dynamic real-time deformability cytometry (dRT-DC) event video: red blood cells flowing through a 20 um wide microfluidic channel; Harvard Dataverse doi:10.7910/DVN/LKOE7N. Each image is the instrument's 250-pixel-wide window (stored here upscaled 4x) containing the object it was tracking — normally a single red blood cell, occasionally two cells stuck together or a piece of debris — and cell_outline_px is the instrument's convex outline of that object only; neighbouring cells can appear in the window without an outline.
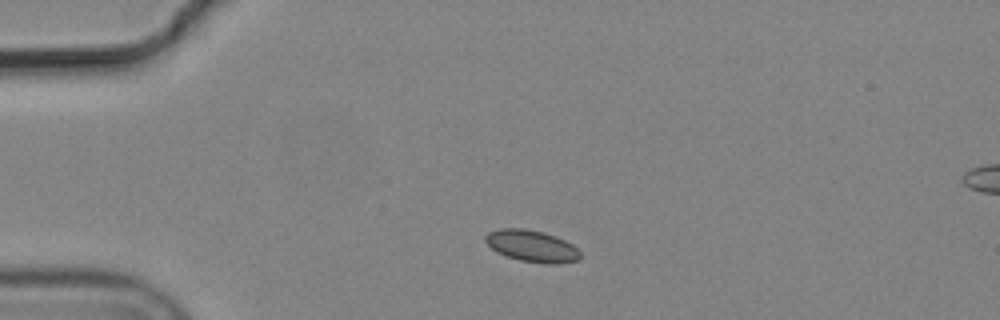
{"species": "common noctule bat (a hibernating species)", "species_latin": "Nyctalus noctula", "temperature_condition": "cold", "stored_images_in_passage": 4, "segment_of_instrument_passage": [1, 2], "camera_frame_rate_fps": 3000, "um_per_image_px": 0.085, "animal": {"sex": "male", "body_mass_g": 19.2, "forearm_length_mm": 51.8}, "frame": {"image": 1, "passage_image": 2, "time_ms": 0.333, "image_size_px": [1000, 320], "cell_outline_px": [[580, 260], [556, 264], [548, 264], [520, 260], [496, 252], [484, 240], [484, 236], [488, 232], [500, 228], [524, 228], [544, 232], [556, 236], [572, 244], [580, 252]], "centroid_in_image_um": [45.2, 20.9], "position_along_channel_um": 39.8, "area_um2": 17.57}}